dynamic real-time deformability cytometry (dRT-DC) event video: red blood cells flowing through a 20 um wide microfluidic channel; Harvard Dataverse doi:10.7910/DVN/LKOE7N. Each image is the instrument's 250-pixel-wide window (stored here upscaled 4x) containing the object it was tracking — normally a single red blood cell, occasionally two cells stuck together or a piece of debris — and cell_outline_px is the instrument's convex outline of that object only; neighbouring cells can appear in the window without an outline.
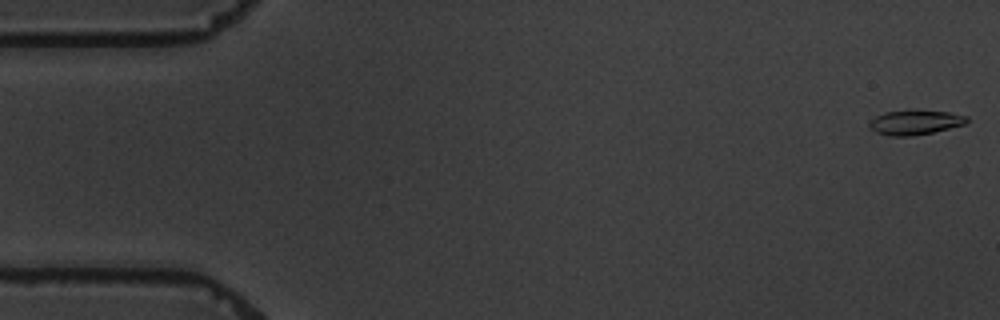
{"species": "common noctule bat (a hibernating species)", "species_latin": "Nyctalus noctula", "temperature_condition": "warm", "stored_images_in_passage": 9, "camera_frame_rate_fps": 3000, "um_per_image_px": 0.085, "animal": {"sex": "male", "body_mass_g": 19.5, "forearm_length_mm": 54.6}, "frame": {"image": 1, "passage_image": 1, "time_ms": 0.0, "image_size_px": [1000, 320], "cell_outline_px": [[968, 120], [964, 124], [932, 132], [912, 136], [888, 136], [876, 132], [868, 128], [868, 124], [876, 116], [884, 112], [916, 108], [948, 112], [968, 116]], "centroid_in_image_um": [77.75, 10.37], "position_along_channel_um": 7.3, "area_um2": 14.33}}
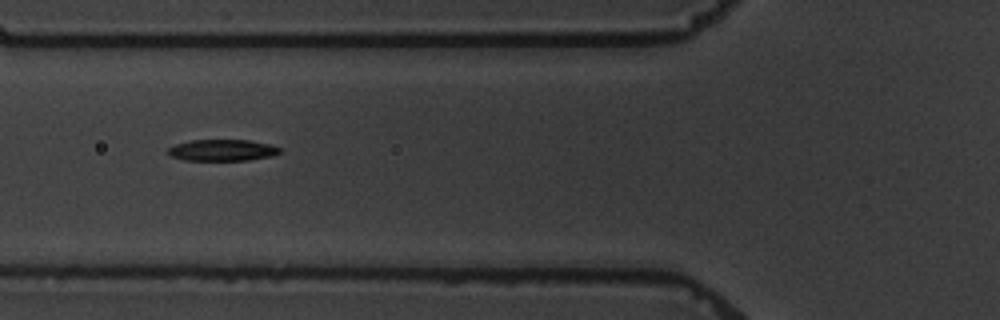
{"frame": {"image": 2, "passage_image": 6, "time_ms": 6.667, "image_size_px": [1000, 320], "cell_outline_px": [[280, 152], [272, 156], [248, 160], [184, 160], [172, 156], [168, 152], [168, 148], [176, 144], [192, 140], [248, 140], [268, 144], [280, 148]], "centroid_in_image_um": [18.9, 12.76], "position_along_channel_um": 106.9, "area_um2": 13.76}}
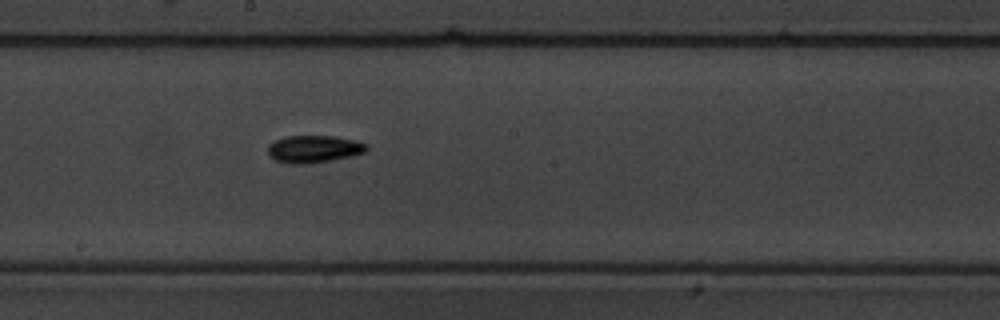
{"frame": {"image": 3, "passage_image": 9, "time_ms": 10.0, "image_size_px": [1000, 320], "cell_outline_px": [[368, 148], [364, 152], [348, 156], [328, 160], [304, 164], [292, 164], [276, 160], [268, 156], [268, 144], [272, 140], [284, 136], [332, 136], [352, 140], [368, 144]], "centroid_in_image_um": [26.59, 12.65], "position_along_channel_um": 221.6, "area_um2": 15.55}}